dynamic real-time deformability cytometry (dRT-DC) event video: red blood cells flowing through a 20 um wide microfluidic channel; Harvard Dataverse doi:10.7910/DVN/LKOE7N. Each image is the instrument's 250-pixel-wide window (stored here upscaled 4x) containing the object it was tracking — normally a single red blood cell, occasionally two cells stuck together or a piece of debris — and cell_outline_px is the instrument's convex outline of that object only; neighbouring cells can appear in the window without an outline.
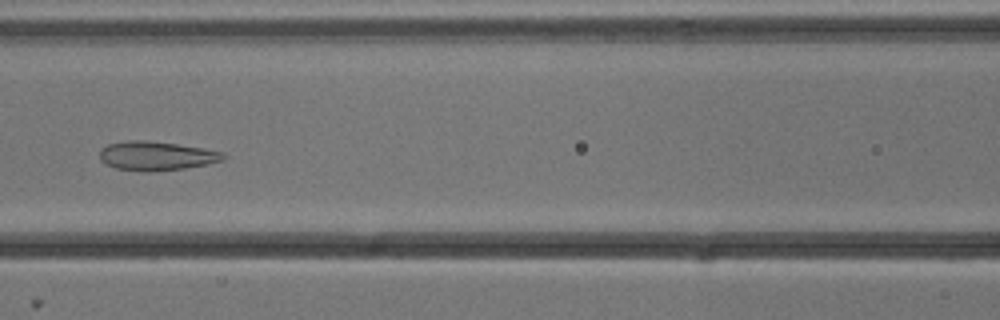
{"species": "common noctule bat (a hibernating species)", "species_latin": "Nyctalus noctula", "temperature_condition": "cold", "stored_images_in_passage": 54, "camera_frame_rate_fps": 3000, "um_per_image_px": 0.085, "animal": {"sex": "male", "body_mass_g": 13.3}, "frame": {"image": 1, "passage_image": 24, "time_ms": 7.667, "image_size_px": [1000, 320], "cell_outline_px": [[228, 156], [224, 160], [208, 164], [184, 168], [152, 172], [140, 172], [116, 168], [104, 164], [100, 160], [100, 148], [108, 144], [128, 140], [144, 140], [176, 144], [204, 148], [224, 152]], "centroid_in_image_um": [13.29, 13.26], "position_along_channel_um": 153.3, "area_um2": 21.21}}
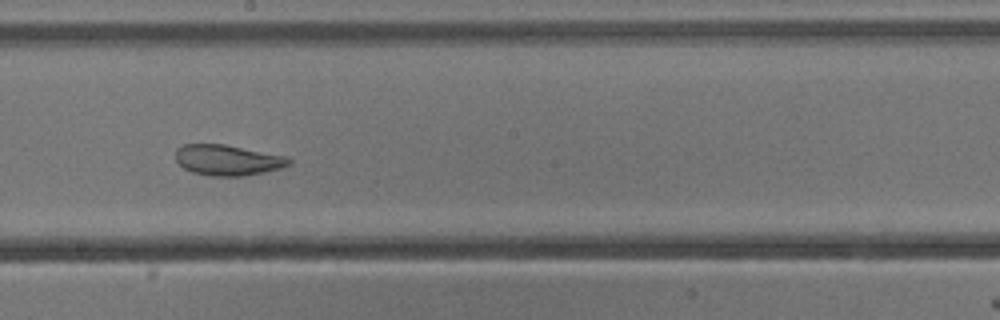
{"frame": {"image": 2, "passage_image": 30, "time_ms": 9.667, "image_size_px": [1000, 320], "cell_outline_px": [[292, 164], [280, 168], [264, 172], [244, 176], [212, 176], [192, 172], [184, 168], [176, 160], [176, 148], [184, 144], [224, 144], [288, 156], [292, 160]], "centroid_in_image_um": [19.38, 13.6], "position_along_channel_um": 228.8, "area_um2": 20.35}}
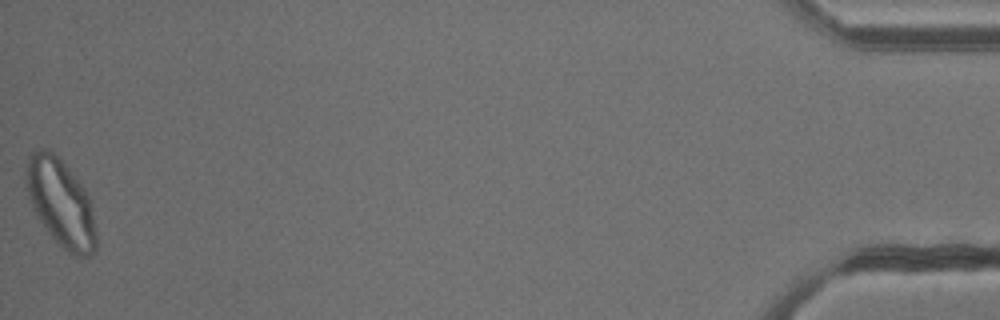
{"frame": {"image": 3, "passage_image": 54, "time_ms": 17.667, "image_size_px": [1000, 320], "cell_outline_px": [[96, 252], [88, 256], [72, 256], [48, 232], [36, 216], [32, 208], [24, 184], [24, 176], [28, 152], [40, 148], [48, 148], [76, 176], [84, 188], [88, 196], [96, 232]], "centroid_in_image_um": [5.12, 17.21], "position_along_channel_um": 430.1, "area_um2": 35.95}, "authors_computed_cell_mechanics": {"area_um2": 29.0734, "velocity_mm_per_s": 3.7891, "shape_relaxation_time_tau1_ms": null, "shape_relaxation_time_tau2_ms": 1.2457, "deformation_change_tau1": null, "deformation_change_tau2": 0.0774}}